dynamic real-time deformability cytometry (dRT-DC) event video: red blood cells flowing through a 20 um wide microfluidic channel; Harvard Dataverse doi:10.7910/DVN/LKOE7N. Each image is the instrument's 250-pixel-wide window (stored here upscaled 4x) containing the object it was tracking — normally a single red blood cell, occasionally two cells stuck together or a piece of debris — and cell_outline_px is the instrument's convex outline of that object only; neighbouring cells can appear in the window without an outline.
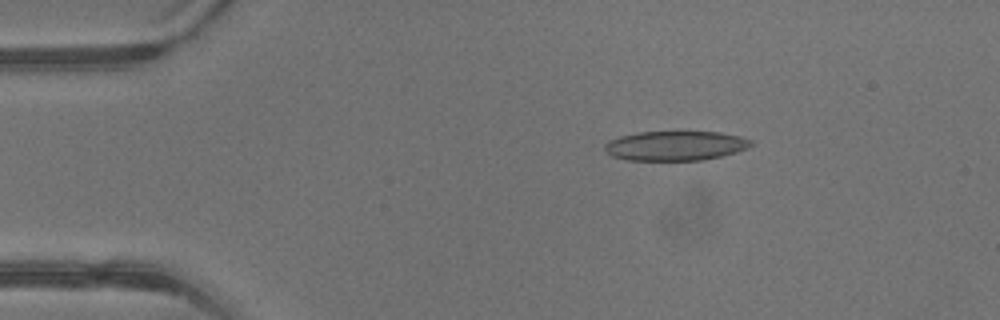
{"species": "common noctule bat (a hibernating species)", "species_latin": "Nyctalus noctula", "temperature_condition": "warm", "stored_images_in_passage": 13, "camera_frame_rate_fps": 3000, "um_per_image_px": 0.085, "animal": {"sex": "male", "body_mass_g": 13.3}, "frame": {"image": 1, "passage_image": 1, "time_ms": 0.0, "image_size_px": [1000, 320], "cell_outline_px": [[752, 144], [748, 148], [736, 152], [704, 160], [628, 160], [612, 156], [604, 148], [604, 144], [608, 140], [620, 136], [636, 132], [720, 132], [740, 136], [752, 140]], "centroid_in_image_um": [57.4, 12.38], "position_along_channel_um": 27.6, "area_um2": 25.2}}
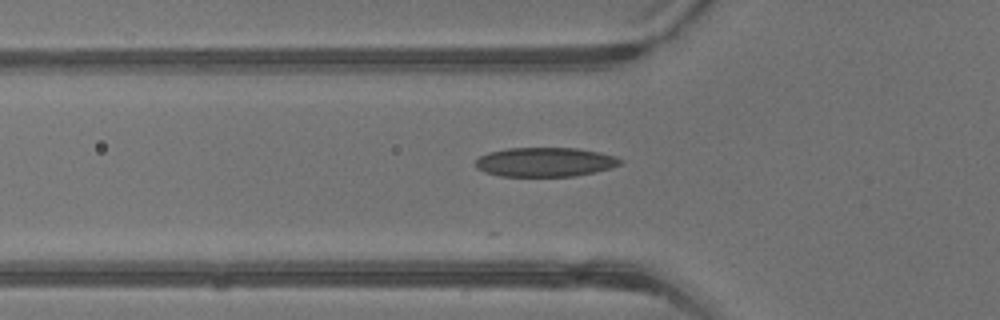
{"frame": {"image": 2, "passage_image": 8, "time_ms": 2.333, "image_size_px": [1000, 320], "cell_outline_px": [[624, 160], [620, 164], [612, 168], [576, 176], [500, 176], [484, 172], [476, 168], [476, 160], [480, 156], [488, 152], [508, 148], [576, 148], [600, 152], [616, 156]], "centroid_in_image_um": [46.35, 13.77], "position_along_channel_um": 79.5, "area_um2": 24.8}}
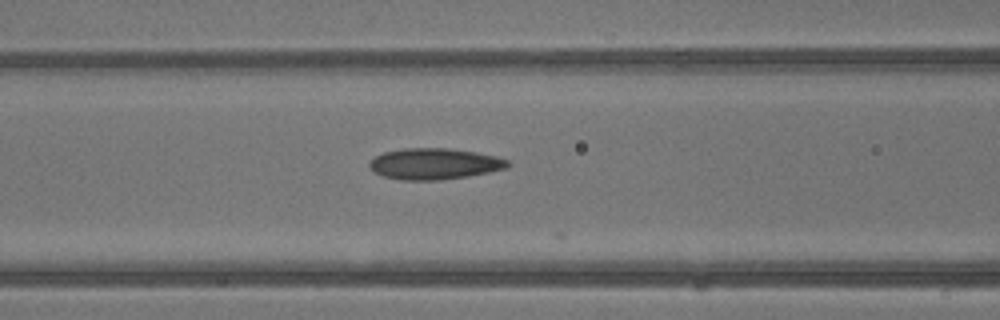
{"frame": {"image": 3, "passage_image": 11, "time_ms": 3.333, "image_size_px": [1000, 320], "cell_outline_px": [[512, 164], [508, 168], [468, 176], [440, 180], [400, 180], [384, 176], [368, 168], [368, 164], [376, 156], [384, 152], [404, 148], [448, 148], [476, 152], [496, 156], [508, 160]], "centroid_in_image_um": [36.95, 13.92], "position_along_channel_um": 129.7, "area_um2": 25.14}}